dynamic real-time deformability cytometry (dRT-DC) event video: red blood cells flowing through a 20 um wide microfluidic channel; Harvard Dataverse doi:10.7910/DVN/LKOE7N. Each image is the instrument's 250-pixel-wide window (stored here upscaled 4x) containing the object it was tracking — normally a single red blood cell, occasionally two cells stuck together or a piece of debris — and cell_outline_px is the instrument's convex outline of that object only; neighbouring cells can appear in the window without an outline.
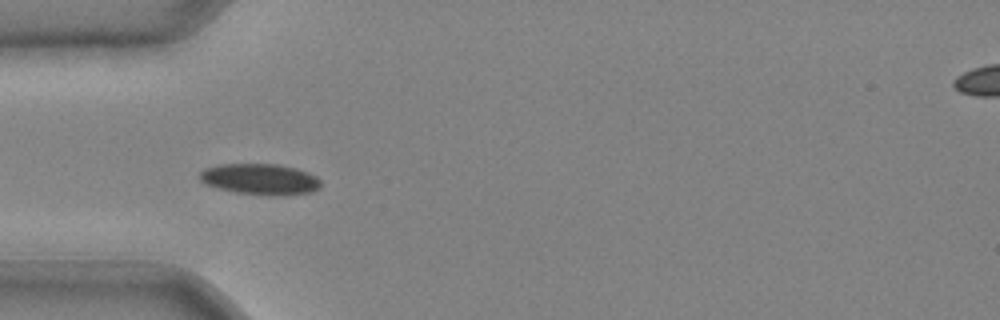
{"species": "common noctule bat (a hibernating species)", "species_latin": "Nyctalus noctula", "temperature_condition": "cold", "stored_images_in_passage": 6, "camera_frame_rate_fps": 3000, "um_per_image_px": 0.085, "animal": {"sex": "male", "body_mass_g": 20.4}, "frame": {"image": 1, "passage_image": 1, "time_ms": 0.0, "image_size_px": [1000, 320], "cell_outline_px": [[320, 184], [316, 188], [308, 192], [276, 196], [272, 196], [236, 192], [220, 188], [208, 184], [200, 180], [200, 172], [204, 168], [220, 164], [276, 164], [296, 168], [308, 172], [316, 176], [320, 180]], "centroid_in_image_um": [22.1, 15.22], "position_along_channel_um": 62.9, "area_um2": 21.56}}
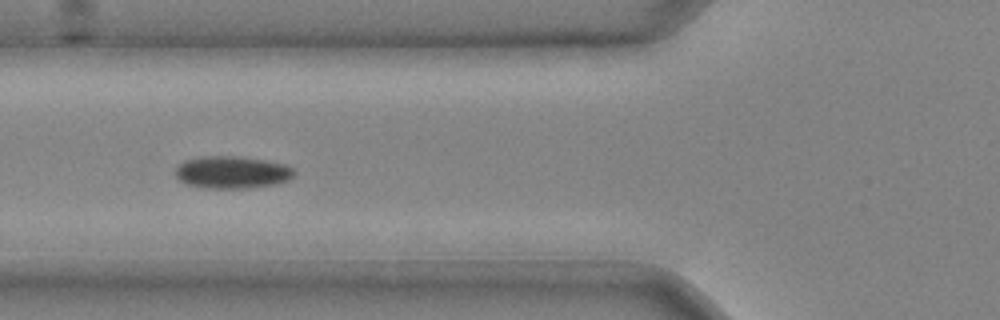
{"frame": {"image": 2, "passage_image": 4, "time_ms": 1.0, "image_size_px": [1000, 320], "cell_outline_px": [[296, 172], [288, 180], [276, 184], [248, 188], [208, 188], [188, 184], [180, 180], [176, 176], [176, 168], [184, 160], [200, 156], [236, 156], [264, 160], [284, 164], [292, 168]], "centroid_in_image_um": [19.73, 14.64], "position_along_channel_um": 106.1, "area_um2": 22.25}}